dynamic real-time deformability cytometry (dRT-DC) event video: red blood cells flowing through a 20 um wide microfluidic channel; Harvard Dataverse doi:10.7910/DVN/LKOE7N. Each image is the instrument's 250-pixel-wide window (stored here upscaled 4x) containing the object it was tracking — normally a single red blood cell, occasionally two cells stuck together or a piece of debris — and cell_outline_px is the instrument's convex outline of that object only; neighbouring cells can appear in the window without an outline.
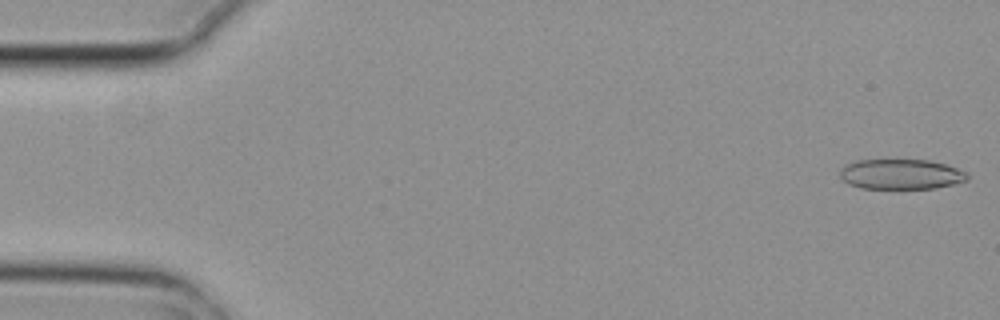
{"species": "common noctule bat (a hibernating species)", "species_latin": "Nyctalus noctula", "temperature_condition": "cold", "stored_images_in_passage": 4, "camera_frame_rate_fps": 3000, "um_per_image_px": 0.085, "animal": {"sex": "female", "body_mass_g": 29.2, "forearm_length_mm": 56.3}, "frame": {"image": 1, "passage_image": 1, "time_ms": 0.0, "image_size_px": [1000, 320], "cell_outline_px": [[968, 180], [936, 188], [860, 188], [848, 184], [840, 176], [840, 168], [844, 164], [856, 160], [928, 160], [944, 164], [968, 172]], "centroid_in_image_um": [76.56, 14.8], "position_along_channel_um": 8.4, "area_um2": 22.37}}
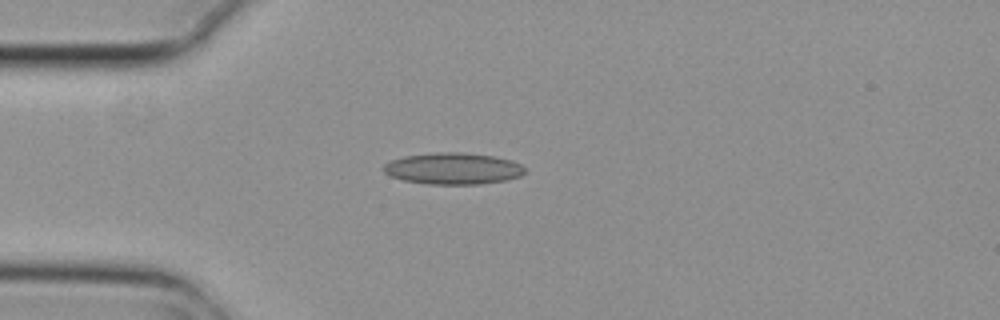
{"frame": {"image": 2, "passage_image": 4, "time_ms": 1.0, "image_size_px": [1000, 320], "cell_outline_px": [[528, 168], [520, 176], [508, 180], [480, 184], [428, 184], [404, 180], [392, 176], [384, 172], [380, 168], [384, 164], [392, 160], [404, 156], [436, 152], [460, 152], [496, 156], [512, 160]], "centroid_in_image_um": [38.54, 14.32], "position_along_channel_um": 46.5, "area_um2": 26.18}}